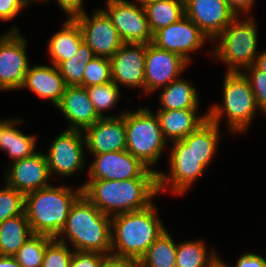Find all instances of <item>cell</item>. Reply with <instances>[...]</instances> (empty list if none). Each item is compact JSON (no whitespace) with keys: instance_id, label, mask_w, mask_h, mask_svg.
I'll list each match as a JSON object with an SVG mask.
<instances>
[{"instance_id":"obj_1","label":"cell","mask_w":266,"mask_h":267,"mask_svg":"<svg viewBox=\"0 0 266 267\" xmlns=\"http://www.w3.org/2000/svg\"><path fill=\"white\" fill-rule=\"evenodd\" d=\"M220 129L208 119L187 137L169 143V153L165 156L168 157L169 170L158 172L159 195L168 191L169 195L182 197L199 178L202 180L218 154L223 138Z\"/></svg>"},{"instance_id":"obj_2","label":"cell","mask_w":266,"mask_h":267,"mask_svg":"<svg viewBox=\"0 0 266 267\" xmlns=\"http://www.w3.org/2000/svg\"><path fill=\"white\" fill-rule=\"evenodd\" d=\"M81 186L82 194L110 217L145 209L160 196L158 178L86 180Z\"/></svg>"},{"instance_id":"obj_3","label":"cell","mask_w":266,"mask_h":267,"mask_svg":"<svg viewBox=\"0 0 266 267\" xmlns=\"http://www.w3.org/2000/svg\"><path fill=\"white\" fill-rule=\"evenodd\" d=\"M74 251L111 254V217L103 214L83 194L70 208L67 220L55 237Z\"/></svg>"},{"instance_id":"obj_4","label":"cell","mask_w":266,"mask_h":267,"mask_svg":"<svg viewBox=\"0 0 266 267\" xmlns=\"http://www.w3.org/2000/svg\"><path fill=\"white\" fill-rule=\"evenodd\" d=\"M155 203L145 209L111 217V254L139 261L166 230Z\"/></svg>"},{"instance_id":"obj_5","label":"cell","mask_w":266,"mask_h":267,"mask_svg":"<svg viewBox=\"0 0 266 267\" xmlns=\"http://www.w3.org/2000/svg\"><path fill=\"white\" fill-rule=\"evenodd\" d=\"M60 184H51L24 196V213L33 234L55 238L64 227L71 206L82 194L81 185L74 188Z\"/></svg>"},{"instance_id":"obj_6","label":"cell","mask_w":266,"mask_h":267,"mask_svg":"<svg viewBox=\"0 0 266 267\" xmlns=\"http://www.w3.org/2000/svg\"><path fill=\"white\" fill-rule=\"evenodd\" d=\"M222 82V104L217 102L208 108V119L220 127L225 119L226 135H245L256 115L262 114L250 83L242 72H225Z\"/></svg>"},{"instance_id":"obj_7","label":"cell","mask_w":266,"mask_h":267,"mask_svg":"<svg viewBox=\"0 0 266 267\" xmlns=\"http://www.w3.org/2000/svg\"><path fill=\"white\" fill-rule=\"evenodd\" d=\"M252 15L236 16L213 41L209 57L224 63L226 72H242L258 56V25ZM210 53V54H209Z\"/></svg>"},{"instance_id":"obj_8","label":"cell","mask_w":266,"mask_h":267,"mask_svg":"<svg viewBox=\"0 0 266 267\" xmlns=\"http://www.w3.org/2000/svg\"><path fill=\"white\" fill-rule=\"evenodd\" d=\"M138 108L135 111L126 109L125 112L126 150L147 167L159 172L157 164L169 143L163 136L155 112L146 106Z\"/></svg>"},{"instance_id":"obj_9","label":"cell","mask_w":266,"mask_h":267,"mask_svg":"<svg viewBox=\"0 0 266 267\" xmlns=\"http://www.w3.org/2000/svg\"><path fill=\"white\" fill-rule=\"evenodd\" d=\"M49 142L48 151L44 154L52 179L67 180L86 171L88 162L83 131L64 129Z\"/></svg>"},{"instance_id":"obj_10","label":"cell","mask_w":266,"mask_h":267,"mask_svg":"<svg viewBox=\"0 0 266 267\" xmlns=\"http://www.w3.org/2000/svg\"><path fill=\"white\" fill-rule=\"evenodd\" d=\"M13 25L0 35V91L20 90L30 66L28 41Z\"/></svg>"},{"instance_id":"obj_11","label":"cell","mask_w":266,"mask_h":267,"mask_svg":"<svg viewBox=\"0 0 266 267\" xmlns=\"http://www.w3.org/2000/svg\"><path fill=\"white\" fill-rule=\"evenodd\" d=\"M93 161L87 166V180H126L158 178V172L147 167L127 150L89 155Z\"/></svg>"},{"instance_id":"obj_12","label":"cell","mask_w":266,"mask_h":267,"mask_svg":"<svg viewBox=\"0 0 266 267\" xmlns=\"http://www.w3.org/2000/svg\"><path fill=\"white\" fill-rule=\"evenodd\" d=\"M100 8L111 19L124 43L153 41V33L147 20L144 6L130 0H105Z\"/></svg>"},{"instance_id":"obj_13","label":"cell","mask_w":266,"mask_h":267,"mask_svg":"<svg viewBox=\"0 0 266 267\" xmlns=\"http://www.w3.org/2000/svg\"><path fill=\"white\" fill-rule=\"evenodd\" d=\"M190 63L177 53L146 44L144 64V95L150 96L158 89L168 86L187 71Z\"/></svg>"},{"instance_id":"obj_14","label":"cell","mask_w":266,"mask_h":267,"mask_svg":"<svg viewBox=\"0 0 266 267\" xmlns=\"http://www.w3.org/2000/svg\"><path fill=\"white\" fill-rule=\"evenodd\" d=\"M83 41L92 49L95 56L111 58L124 44L108 15L97 7L91 15L87 11L76 15Z\"/></svg>"},{"instance_id":"obj_15","label":"cell","mask_w":266,"mask_h":267,"mask_svg":"<svg viewBox=\"0 0 266 267\" xmlns=\"http://www.w3.org/2000/svg\"><path fill=\"white\" fill-rule=\"evenodd\" d=\"M209 38L186 15L179 21L163 27L153 34L152 43L164 50L177 53L189 63L192 54L208 43Z\"/></svg>"},{"instance_id":"obj_16","label":"cell","mask_w":266,"mask_h":267,"mask_svg":"<svg viewBox=\"0 0 266 267\" xmlns=\"http://www.w3.org/2000/svg\"><path fill=\"white\" fill-rule=\"evenodd\" d=\"M4 170L3 182L24 196L52 184L46 156L40 150L30 157L6 164Z\"/></svg>"},{"instance_id":"obj_17","label":"cell","mask_w":266,"mask_h":267,"mask_svg":"<svg viewBox=\"0 0 266 267\" xmlns=\"http://www.w3.org/2000/svg\"><path fill=\"white\" fill-rule=\"evenodd\" d=\"M146 44L124 43L110 58L112 81L120 88L139 89L144 94Z\"/></svg>"},{"instance_id":"obj_18","label":"cell","mask_w":266,"mask_h":267,"mask_svg":"<svg viewBox=\"0 0 266 267\" xmlns=\"http://www.w3.org/2000/svg\"><path fill=\"white\" fill-rule=\"evenodd\" d=\"M185 15L211 42L237 16L226 0H185Z\"/></svg>"},{"instance_id":"obj_19","label":"cell","mask_w":266,"mask_h":267,"mask_svg":"<svg viewBox=\"0 0 266 267\" xmlns=\"http://www.w3.org/2000/svg\"><path fill=\"white\" fill-rule=\"evenodd\" d=\"M90 155L126 150L125 113L114 118H100L83 131Z\"/></svg>"},{"instance_id":"obj_20","label":"cell","mask_w":266,"mask_h":267,"mask_svg":"<svg viewBox=\"0 0 266 267\" xmlns=\"http://www.w3.org/2000/svg\"><path fill=\"white\" fill-rule=\"evenodd\" d=\"M68 121L66 129L84 131L100 117L89 99L86 87L66 86L60 103L55 107Z\"/></svg>"},{"instance_id":"obj_21","label":"cell","mask_w":266,"mask_h":267,"mask_svg":"<svg viewBox=\"0 0 266 267\" xmlns=\"http://www.w3.org/2000/svg\"><path fill=\"white\" fill-rule=\"evenodd\" d=\"M29 90L56 107L65 92L66 84L56 65L30 64L21 90Z\"/></svg>"},{"instance_id":"obj_22","label":"cell","mask_w":266,"mask_h":267,"mask_svg":"<svg viewBox=\"0 0 266 267\" xmlns=\"http://www.w3.org/2000/svg\"><path fill=\"white\" fill-rule=\"evenodd\" d=\"M25 122L22 118H0V151H4L10 158L9 164L32 156L36 153L38 136L25 134L17 128Z\"/></svg>"},{"instance_id":"obj_23","label":"cell","mask_w":266,"mask_h":267,"mask_svg":"<svg viewBox=\"0 0 266 267\" xmlns=\"http://www.w3.org/2000/svg\"><path fill=\"white\" fill-rule=\"evenodd\" d=\"M199 109L154 110L161 131L168 143L182 140L208 120V110L200 115Z\"/></svg>"},{"instance_id":"obj_24","label":"cell","mask_w":266,"mask_h":267,"mask_svg":"<svg viewBox=\"0 0 266 267\" xmlns=\"http://www.w3.org/2000/svg\"><path fill=\"white\" fill-rule=\"evenodd\" d=\"M60 26V30L50 36L46 48L48 61L56 66L73 57L83 42L80 27L73 18L65 19Z\"/></svg>"},{"instance_id":"obj_25","label":"cell","mask_w":266,"mask_h":267,"mask_svg":"<svg viewBox=\"0 0 266 267\" xmlns=\"http://www.w3.org/2000/svg\"><path fill=\"white\" fill-rule=\"evenodd\" d=\"M158 106L155 110L199 109V93L192 81L182 76L168 86L158 89Z\"/></svg>"},{"instance_id":"obj_26","label":"cell","mask_w":266,"mask_h":267,"mask_svg":"<svg viewBox=\"0 0 266 267\" xmlns=\"http://www.w3.org/2000/svg\"><path fill=\"white\" fill-rule=\"evenodd\" d=\"M208 246L203 239L178 241L176 267H218L220 253Z\"/></svg>"},{"instance_id":"obj_27","label":"cell","mask_w":266,"mask_h":267,"mask_svg":"<svg viewBox=\"0 0 266 267\" xmlns=\"http://www.w3.org/2000/svg\"><path fill=\"white\" fill-rule=\"evenodd\" d=\"M31 235L33 232L24 212L6 219L0 224V255L14 256Z\"/></svg>"},{"instance_id":"obj_28","label":"cell","mask_w":266,"mask_h":267,"mask_svg":"<svg viewBox=\"0 0 266 267\" xmlns=\"http://www.w3.org/2000/svg\"><path fill=\"white\" fill-rule=\"evenodd\" d=\"M144 8L153 34L185 16V0H158L144 5Z\"/></svg>"},{"instance_id":"obj_29","label":"cell","mask_w":266,"mask_h":267,"mask_svg":"<svg viewBox=\"0 0 266 267\" xmlns=\"http://www.w3.org/2000/svg\"><path fill=\"white\" fill-rule=\"evenodd\" d=\"M166 229L139 260L140 267H176L177 242Z\"/></svg>"},{"instance_id":"obj_30","label":"cell","mask_w":266,"mask_h":267,"mask_svg":"<svg viewBox=\"0 0 266 267\" xmlns=\"http://www.w3.org/2000/svg\"><path fill=\"white\" fill-rule=\"evenodd\" d=\"M89 99L94 105V109L100 118H114L122 116L126 110H122L118 115H110V110H115L121 97H125L121 88L114 82L86 87ZM117 104V105H116ZM109 111V112H108ZM108 112L109 115L106 113Z\"/></svg>"},{"instance_id":"obj_31","label":"cell","mask_w":266,"mask_h":267,"mask_svg":"<svg viewBox=\"0 0 266 267\" xmlns=\"http://www.w3.org/2000/svg\"><path fill=\"white\" fill-rule=\"evenodd\" d=\"M94 56L92 49L83 41L73 57L57 66L66 86H82L84 69Z\"/></svg>"},{"instance_id":"obj_32","label":"cell","mask_w":266,"mask_h":267,"mask_svg":"<svg viewBox=\"0 0 266 267\" xmlns=\"http://www.w3.org/2000/svg\"><path fill=\"white\" fill-rule=\"evenodd\" d=\"M53 237L44 234H33L14 255L21 267H41L46 245Z\"/></svg>"},{"instance_id":"obj_33","label":"cell","mask_w":266,"mask_h":267,"mask_svg":"<svg viewBox=\"0 0 266 267\" xmlns=\"http://www.w3.org/2000/svg\"><path fill=\"white\" fill-rule=\"evenodd\" d=\"M111 81L110 59L94 56L84 69L82 87L101 85Z\"/></svg>"},{"instance_id":"obj_34","label":"cell","mask_w":266,"mask_h":267,"mask_svg":"<svg viewBox=\"0 0 266 267\" xmlns=\"http://www.w3.org/2000/svg\"><path fill=\"white\" fill-rule=\"evenodd\" d=\"M24 212V195L5 183L0 188V224Z\"/></svg>"},{"instance_id":"obj_35","label":"cell","mask_w":266,"mask_h":267,"mask_svg":"<svg viewBox=\"0 0 266 267\" xmlns=\"http://www.w3.org/2000/svg\"><path fill=\"white\" fill-rule=\"evenodd\" d=\"M74 250L65 243L53 238L45 249L41 267H69Z\"/></svg>"},{"instance_id":"obj_36","label":"cell","mask_w":266,"mask_h":267,"mask_svg":"<svg viewBox=\"0 0 266 267\" xmlns=\"http://www.w3.org/2000/svg\"><path fill=\"white\" fill-rule=\"evenodd\" d=\"M242 73L250 83L258 109L266 117V73L255 64L245 68Z\"/></svg>"},{"instance_id":"obj_37","label":"cell","mask_w":266,"mask_h":267,"mask_svg":"<svg viewBox=\"0 0 266 267\" xmlns=\"http://www.w3.org/2000/svg\"><path fill=\"white\" fill-rule=\"evenodd\" d=\"M30 5L27 0H0V20L11 21Z\"/></svg>"},{"instance_id":"obj_38","label":"cell","mask_w":266,"mask_h":267,"mask_svg":"<svg viewBox=\"0 0 266 267\" xmlns=\"http://www.w3.org/2000/svg\"><path fill=\"white\" fill-rule=\"evenodd\" d=\"M220 265L222 267H231L230 264L226 263L220 256ZM232 267H266V258L264 255L256 252H247L241 254L235 261Z\"/></svg>"},{"instance_id":"obj_39","label":"cell","mask_w":266,"mask_h":267,"mask_svg":"<svg viewBox=\"0 0 266 267\" xmlns=\"http://www.w3.org/2000/svg\"><path fill=\"white\" fill-rule=\"evenodd\" d=\"M105 256L98 252L74 251L69 267H99Z\"/></svg>"},{"instance_id":"obj_40","label":"cell","mask_w":266,"mask_h":267,"mask_svg":"<svg viewBox=\"0 0 266 267\" xmlns=\"http://www.w3.org/2000/svg\"><path fill=\"white\" fill-rule=\"evenodd\" d=\"M58 8H61L64 14H66L67 18H73L76 15H79L85 12L84 8V0H56ZM46 2H50V0H45Z\"/></svg>"},{"instance_id":"obj_41","label":"cell","mask_w":266,"mask_h":267,"mask_svg":"<svg viewBox=\"0 0 266 267\" xmlns=\"http://www.w3.org/2000/svg\"><path fill=\"white\" fill-rule=\"evenodd\" d=\"M99 267H140V265L139 261L110 254L102 259Z\"/></svg>"},{"instance_id":"obj_42","label":"cell","mask_w":266,"mask_h":267,"mask_svg":"<svg viewBox=\"0 0 266 267\" xmlns=\"http://www.w3.org/2000/svg\"><path fill=\"white\" fill-rule=\"evenodd\" d=\"M229 7L237 16L252 15V9L256 0H226Z\"/></svg>"},{"instance_id":"obj_43","label":"cell","mask_w":266,"mask_h":267,"mask_svg":"<svg viewBox=\"0 0 266 267\" xmlns=\"http://www.w3.org/2000/svg\"><path fill=\"white\" fill-rule=\"evenodd\" d=\"M0 267H21L14 256L0 255Z\"/></svg>"},{"instance_id":"obj_44","label":"cell","mask_w":266,"mask_h":267,"mask_svg":"<svg viewBox=\"0 0 266 267\" xmlns=\"http://www.w3.org/2000/svg\"><path fill=\"white\" fill-rule=\"evenodd\" d=\"M255 65L266 73V49L259 51Z\"/></svg>"},{"instance_id":"obj_45","label":"cell","mask_w":266,"mask_h":267,"mask_svg":"<svg viewBox=\"0 0 266 267\" xmlns=\"http://www.w3.org/2000/svg\"><path fill=\"white\" fill-rule=\"evenodd\" d=\"M136 1L137 3L141 4L142 6L150 3V2H153V1H158V0H134Z\"/></svg>"},{"instance_id":"obj_46","label":"cell","mask_w":266,"mask_h":267,"mask_svg":"<svg viewBox=\"0 0 266 267\" xmlns=\"http://www.w3.org/2000/svg\"><path fill=\"white\" fill-rule=\"evenodd\" d=\"M27 1H28L30 4H32V3H35V2H37V3H38V2H40V3L42 2V3H43L45 0H27Z\"/></svg>"}]
</instances>
